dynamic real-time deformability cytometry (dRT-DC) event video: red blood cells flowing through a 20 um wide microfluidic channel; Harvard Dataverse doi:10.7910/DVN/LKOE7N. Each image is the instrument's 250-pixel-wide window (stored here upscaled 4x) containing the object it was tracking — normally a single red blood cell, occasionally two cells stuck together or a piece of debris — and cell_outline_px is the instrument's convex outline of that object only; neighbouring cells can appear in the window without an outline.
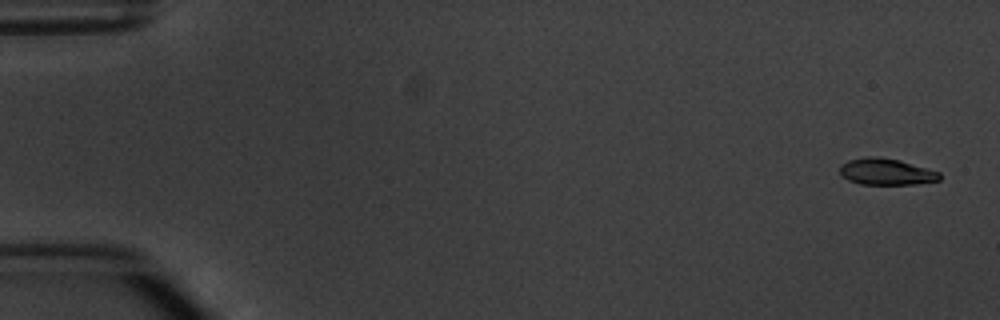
{"species": "common noctule bat (a hibernating species)", "species_latin": "Nyctalus noctula", "temperature_condition": "warm", "stored_images_in_passage": 4, "camera_frame_rate_fps": 3000, "um_per_image_px": 0.085, "animal": {"sex": "male", "body_mass_g": 20.1, "forearm_length_mm": 53.5}, "frame": {"image": 1, "passage_image": 1, "time_ms": 0.0, "image_size_px": [1000, 320], "cell_outline_px": [[940, 180], [916, 184], [860, 184], [848, 180], [840, 172], [840, 164], [848, 160], [864, 156], [876, 156], [900, 160], [940, 172]], "centroid_in_image_um": [75.32, 14.58], "position_along_channel_um": 9.7, "area_um2": 15.43}}
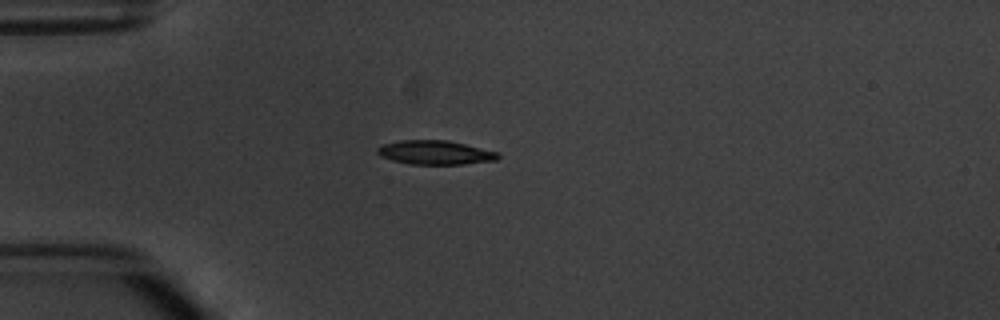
{"frame": {"image": 2, "passage_image": 4, "time_ms": 4.333, "image_size_px": [1000, 320], "cell_outline_px": [[500, 156], [496, 160], [464, 164], [408, 164], [392, 160], [380, 156], [376, 152], [376, 148], [384, 144], [400, 140], [448, 140], [500, 152]], "centroid_in_image_um": [36.99, 12.96], "position_along_channel_um": 48.0, "area_um2": 16.99}}